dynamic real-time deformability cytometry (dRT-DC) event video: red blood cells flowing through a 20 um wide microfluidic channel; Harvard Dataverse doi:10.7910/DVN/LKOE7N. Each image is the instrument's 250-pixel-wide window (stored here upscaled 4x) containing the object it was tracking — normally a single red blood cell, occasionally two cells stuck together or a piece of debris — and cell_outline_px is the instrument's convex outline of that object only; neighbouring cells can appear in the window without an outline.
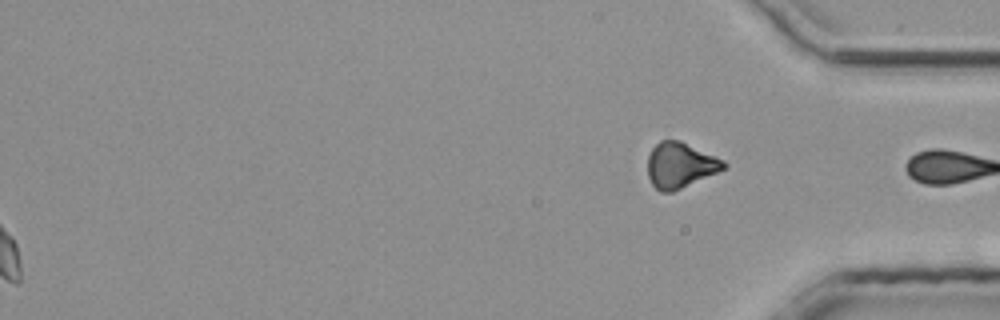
{"species": "common noctule bat (a hibernating species)", "species_latin": "Nyctalus noctula", "temperature_condition": "room temperature", "stored_images_in_passage": 31, "segment_of_instrument_passage": [2, 2], "camera_frame_rate_fps": 3000, "um_per_image_px": 0.085, "animal": {"sex": "male", "body_mass_g": 20.4}, "frame": {"image": 1, "passage_image": 31, "time_ms": 10.0, "image_size_px": [1000, 320], "cell_outline_px": [[728, 168], [672, 192], [660, 192], [652, 184], [648, 176], [648, 156], [652, 148], [660, 140], [680, 140], [724, 160], [728, 164]], "centroid_in_image_um": [57.83, 14.04], "position_along_channel_um": 377.4, "area_um2": 20.23}}